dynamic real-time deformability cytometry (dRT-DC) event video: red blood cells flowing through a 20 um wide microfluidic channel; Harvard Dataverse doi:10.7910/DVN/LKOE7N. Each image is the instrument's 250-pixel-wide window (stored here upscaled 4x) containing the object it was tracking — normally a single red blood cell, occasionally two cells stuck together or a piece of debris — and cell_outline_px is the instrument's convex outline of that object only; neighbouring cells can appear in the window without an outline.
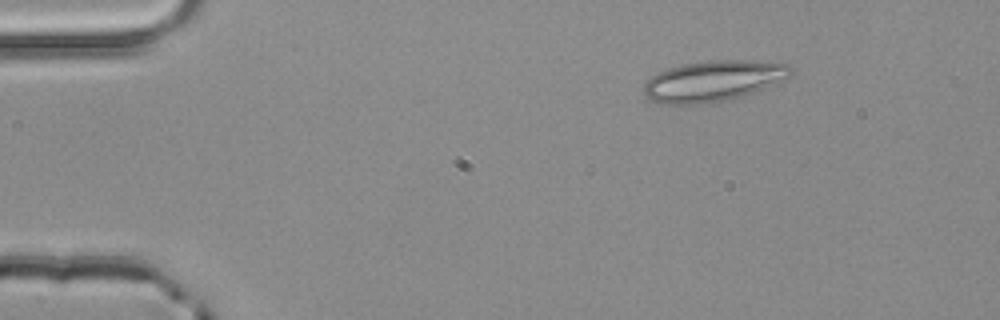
{"species": "common noctule bat (a hibernating species)", "species_latin": "Nyctalus noctula", "temperature_condition": "room temperature", "stored_images_in_passage": 2, "camera_frame_rate_fps": 3000, "um_per_image_px": 0.085, "animal": {"sex": "male", "body_mass_g": 20.4}, "frame": {"image": 1, "passage_image": 1, "time_ms": 0.0, "image_size_px": [1000, 320], "cell_outline_px": [[792, 76], [788, 80], [752, 92], [724, 100], [696, 104], [660, 104], [648, 100], [644, 92], [644, 84], [652, 76], [668, 68], [684, 64], [708, 60], [748, 60], [788, 64], [792, 68]], "centroid_in_image_um": [60.65, 6.87], "position_along_channel_um": 24.4, "area_um2": 34.85}}